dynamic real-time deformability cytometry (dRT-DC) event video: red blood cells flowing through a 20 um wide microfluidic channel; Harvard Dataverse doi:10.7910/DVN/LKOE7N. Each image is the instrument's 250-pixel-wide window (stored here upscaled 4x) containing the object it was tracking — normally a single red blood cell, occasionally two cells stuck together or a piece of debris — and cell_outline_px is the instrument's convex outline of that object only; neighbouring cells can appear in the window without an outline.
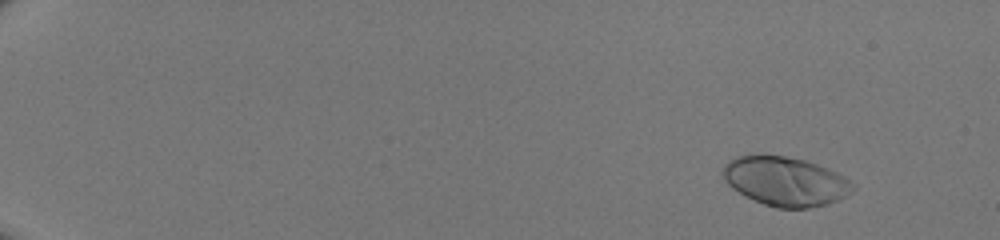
{"species": "human", "species_latin": "Homo sapiens", "temperature_condition": "room temperature", "stored_images_in_passage": 46, "camera_frame_rate_fps": 3000, "um_per_image_px": 0.085, "donor": {"sex": "male"}, "frame": {"image": 1, "passage_image": 1, "time_ms": 0.0, "image_size_px": [1000, 240], "cell_outline_px": [[856, 188], [852, 192], [840, 200], [828, 204], [808, 208], [776, 208], [764, 204], [732, 188], [724, 180], [720, 172], [724, 164], [728, 160], [736, 156], [748, 152], [760, 152], [784, 156], [804, 160], [828, 168], [844, 176], [856, 184]], "centroid_in_image_um": [66.73, 15.37], "position_along_channel_um": 18.3, "area_um2": 38.09}}
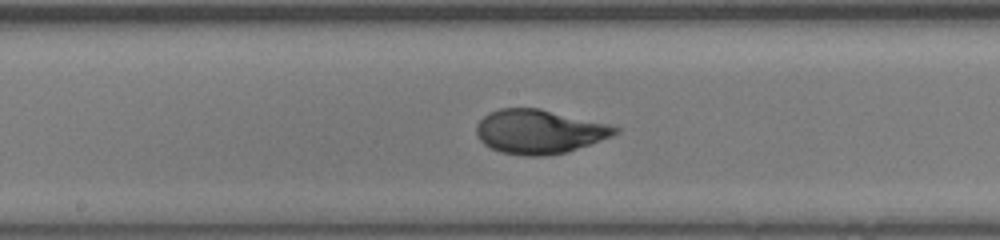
{"frame": {"image": 2, "passage_image": 26, "time_ms": 8.333, "image_size_px": [1000, 240], "cell_outline_px": [[620, 132], [612, 136], [568, 152], [544, 156], [520, 156], [500, 152], [484, 144], [476, 136], [476, 124], [488, 112], [500, 108], [540, 108], [608, 124], [620, 128]], "centroid_in_image_um": [45.81, 11.19], "position_along_channel_um": 202.4, "area_um2": 35.84}}
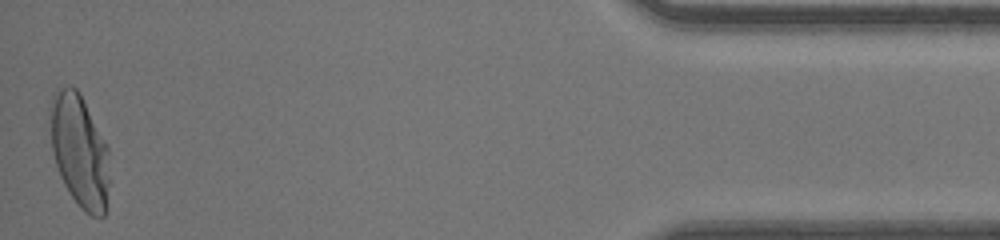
{"frame": {"image": 3, "passage_image": 46, "time_ms": 15.0, "image_size_px": [1000, 240], "cell_outline_px": [[108, 184], [104, 216], [92, 216], [84, 212], [80, 208], [64, 184], [60, 176], [56, 164], [52, 148], [48, 108], [48, 104], [52, 96], [60, 88], [76, 88], [80, 92], [108, 148]], "centroid_in_image_um": [6.73, 12.81], "position_along_channel_um": 428.5, "area_um2": 38.67}}